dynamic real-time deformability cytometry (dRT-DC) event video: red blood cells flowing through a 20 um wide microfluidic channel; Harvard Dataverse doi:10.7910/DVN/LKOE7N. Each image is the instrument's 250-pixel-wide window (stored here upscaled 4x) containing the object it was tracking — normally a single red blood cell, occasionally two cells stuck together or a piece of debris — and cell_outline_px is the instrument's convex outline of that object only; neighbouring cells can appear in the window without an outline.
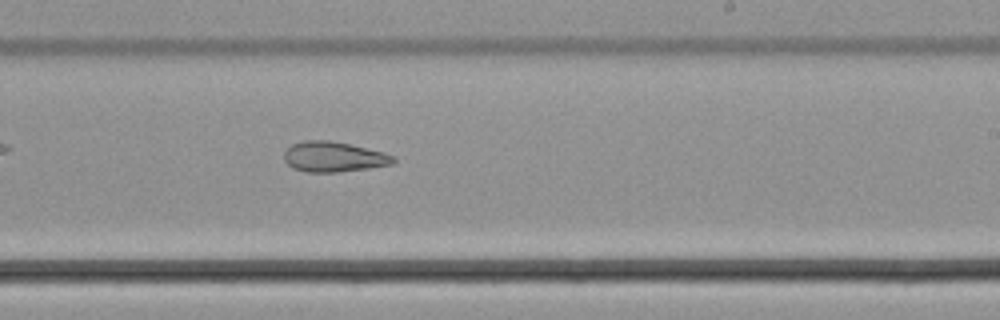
{"species": "common noctule bat (a hibernating species)", "species_latin": "Nyctalus noctula", "temperature_condition": "cold", "stored_images_in_passage": 38, "camera_frame_rate_fps": 3000, "um_per_image_px": 0.085, "animal": {"sex": "male", "body_mass_g": 21.5, "forearm_length_mm": 52.0}, "frame": {"image": 1, "passage_image": 17, "time_ms": 5.333, "image_size_px": [1000, 320], "cell_outline_px": [[396, 160], [392, 164], [368, 168], [336, 172], [308, 172], [292, 168], [284, 160], [284, 152], [292, 144], [304, 140], [328, 140], [348, 144], [384, 152], [396, 156]], "centroid_in_image_um": [28.36, 13.33], "position_along_channel_um": 260.6, "area_um2": 19.19}, "authors_computed_cell_mechanics": {"area_um2": 20.9525, "velocity_mm_per_s": 3.7784, "shape_relaxation_time_tau1_ms": null, "shape_relaxation_time_tau2_ms": 3.2024, "deformation_change_tau1": null, "deformation_change_tau2": 0.1155}}